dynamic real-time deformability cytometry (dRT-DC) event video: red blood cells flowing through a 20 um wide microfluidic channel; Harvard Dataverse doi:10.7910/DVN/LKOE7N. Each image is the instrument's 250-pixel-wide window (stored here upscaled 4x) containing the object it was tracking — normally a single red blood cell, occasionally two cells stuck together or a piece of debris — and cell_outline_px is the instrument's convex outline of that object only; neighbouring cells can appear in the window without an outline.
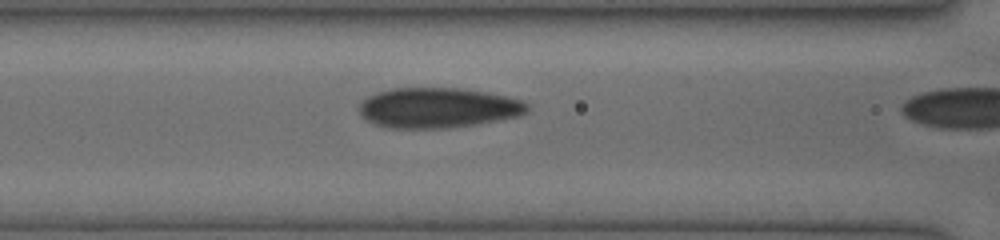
{"species": "human", "species_latin": "Homo sapiens", "temperature_condition": "cold", "stored_images_in_passage": 18, "camera_frame_rate_fps": 3000, "um_per_image_px": 0.085, "donor": {"sex": "female"}, "frame": {"image": 1, "passage_image": 17, "time_ms": 5.333, "image_size_px": [1000, 240], "cell_outline_px": [[528, 112], [520, 116], [448, 128], [388, 128], [376, 124], [360, 116], [360, 104], [368, 96], [376, 92], [392, 88], [460, 88], [488, 92], [508, 96], [524, 100], [528, 104]], "centroid_in_image_um": [37.25, 9.15], "position_along_channel_um": 129.4, "area_um2": 39.42}}